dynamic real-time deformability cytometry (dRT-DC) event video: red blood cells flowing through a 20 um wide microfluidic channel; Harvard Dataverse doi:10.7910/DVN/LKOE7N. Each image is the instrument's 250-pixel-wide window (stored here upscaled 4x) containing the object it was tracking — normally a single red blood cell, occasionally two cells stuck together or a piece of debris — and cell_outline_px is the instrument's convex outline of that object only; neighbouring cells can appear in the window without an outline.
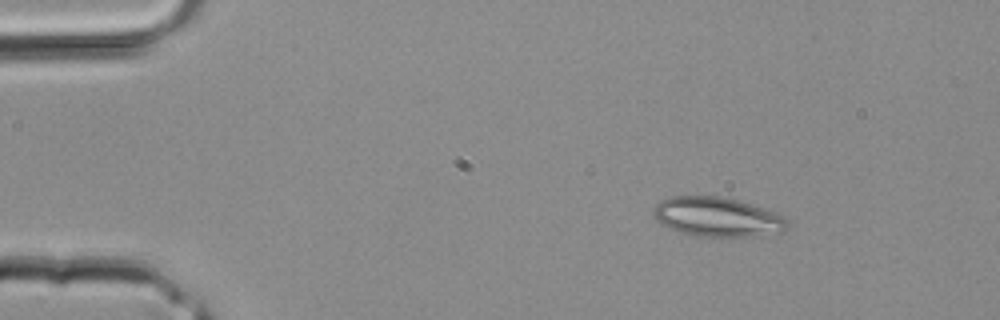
{"species": "common noctule bat (a hibernating species)", "species_latin": "Nyctalus noctula", "temperature_condition": "room temperature", "stored_images_in_passage": 3, "camera_frame_rate_fps": 3000, "um_per_image_px": 0.085, "animal": {"sex": "male", "body_mass_g": 20.4}, "frame": {"image": 1, "passage_image": 1, "time_ms": 0.0, "image_size_px": [1000, 320], "cell_outline_px": [[788, 228], [784, 232], [756, 236], [696, 236], [680, 232], [656, 220], [652, 212], [652, 208], [660, 200], [672, 196], [720, 196], [740, 200], [776, 212], [784, 216], [788, 220]], "centroid_in_image_um": [61.01, 18.43], "position_along_channel_um": 24.0, "area_um2": 30.98}}